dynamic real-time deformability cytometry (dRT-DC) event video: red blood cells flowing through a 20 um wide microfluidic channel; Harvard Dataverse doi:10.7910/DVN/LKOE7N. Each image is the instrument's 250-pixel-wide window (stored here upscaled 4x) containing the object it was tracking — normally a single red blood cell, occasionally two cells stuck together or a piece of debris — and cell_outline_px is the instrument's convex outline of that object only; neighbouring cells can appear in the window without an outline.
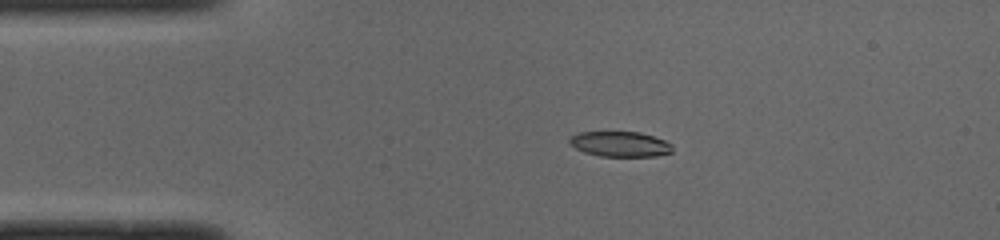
{"species": "common noctule bat (a hibernating species)", "species_latin": "Nyctalus noctula", "temperature_condition": "cold", "stored_images_in_passage": 41, "camera_frame_rate_fps": 3000, "um_per_image_px": 0.085, "animal": {"sex": "male", "body_mass_g": 19.0, "forearm_length_mm": 50.8}, "frame": {"image": 1, "passage_image": 1, "time_ms": 0.0, "image_size_px": [1000, 240], "cell_outline_px": [[672, 152], [656, 156], [600, 156], [584, 152], [568, 144], [568, 136], [580, 132], [640, 132], [664, 140], [672, 144]], "centroid_in_image_um": [52.66, 12.24], "position_along_channel_um": 32.3, "area_um2": 15.2}}
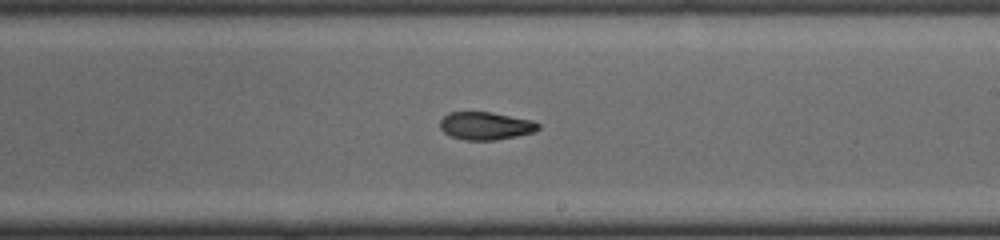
{"frame": {"image": 2, "passage_image": 20, "time_ms": 6.333, "image_size_px": [1000, 240], "cell_outline_px": [[540, 128], [532, 132], [516, 136], [496, 140], [464, 140], [452, 136], [444, 132], [440, 128], [440, 120], [448, 112], [492, 112], [532, 120], [540, 124]], "centroid_in_image_um": [41.27, 10.69], "position_along_channel_um": 247.7, "area_um2": 15.9}}
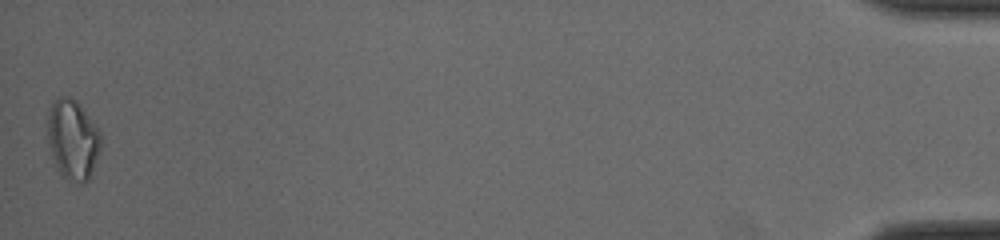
{"frame": {"image": 3, "passage_image": 41, "time_ms": 13.333, "image_size_px": [1000, 240], "cell_outline_px": [[100, 152], [88, 180], [84, 184], [80, 184], [68, 180], [56, 168], [48, 144], [48, 116], [52, 100], [60, 96], [68, 96], [100, 128]], "centroid_in_image_um": [6.18, 11.9], "position_along_channel_um": 429.0, "area_um2": 24.62}, "authors_computed_cell_mechanics": {"area_um2": 16.6464, "velocity_mm_per_s": 3.9934, "shape_relaxation_time_tau1_ms": 10.6598, "shape_relaxation_time_tau2_ms": 5.3774, "deformation_change_tau1": 0.2415, "deformation_change_tau2": 0.1079}}